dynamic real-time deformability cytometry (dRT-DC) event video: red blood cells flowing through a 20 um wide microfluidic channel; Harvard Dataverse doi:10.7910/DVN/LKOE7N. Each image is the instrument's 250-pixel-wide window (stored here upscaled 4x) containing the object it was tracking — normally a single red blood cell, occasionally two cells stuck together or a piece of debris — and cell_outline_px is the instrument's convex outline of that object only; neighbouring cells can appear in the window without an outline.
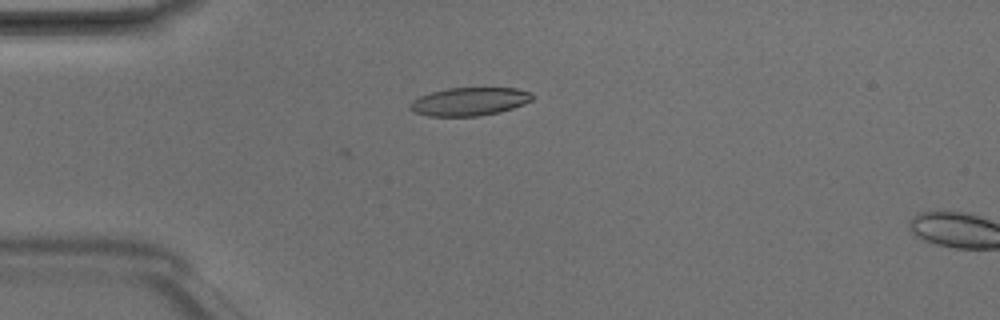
{"species": "Egyptian fruit bat (a non-hibernating species)", "species_latin": "Rousettus aegyptiacus", "temperature_condition": "room temperature", "stored_images_in_passage": 5, "camera_frame_rate_fps": 3000, "um_per_image_px": 0.085, "animal": {"sex": "male"}, "frame": {"image": 1, "passage_image": 4, "time_ms": 1.0, "image_size_px": [1000, 320], "cell_outline_px": [[536, 96], [532, 100], [524, 104], [500, 112], [476, 116], [428, 116], [412, 112], [408, 108], [408, 104], [412, 100], [420, 96], [432, 92], [448, 88], [516, 88], [532, 92]], "centroid_in_image_um": [39.9, 8.63], "position_along_channel_um": 45.1, "area_um2": 20.29}}